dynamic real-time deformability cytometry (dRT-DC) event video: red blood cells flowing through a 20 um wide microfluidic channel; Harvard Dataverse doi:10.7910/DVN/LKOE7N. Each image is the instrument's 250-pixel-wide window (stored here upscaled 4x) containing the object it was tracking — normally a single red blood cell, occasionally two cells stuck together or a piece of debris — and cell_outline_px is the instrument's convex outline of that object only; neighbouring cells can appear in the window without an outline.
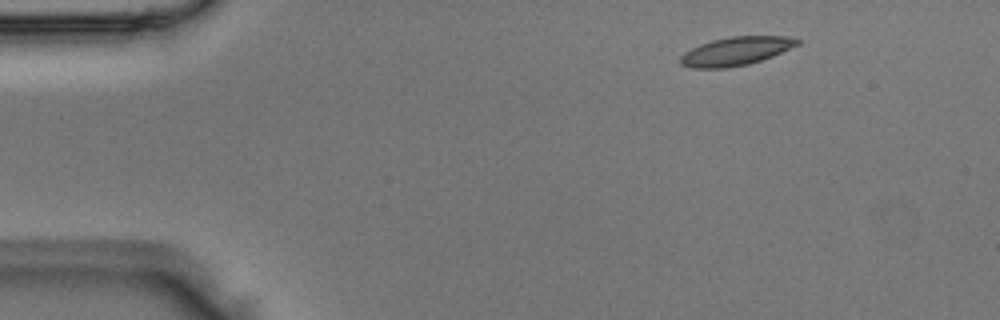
{"species": "Egyptian fruit bat (a non-hibernating species)", "species_latin": "Rousettus aegyptiacus", "temperature_condition": "room temperature", "stored_images_in_passage": 3, "camera_frame_rate_fps": 3000, "um_per_image_px": 0.085, "animal": {"sex": "male"}, "frame": {"image": 1, "passage_image": 1, "time_ms": 0.0, "image_size_px": [1000, 320], "cell_outline_px": [[800, 44], [772, 56], [748, 64], [728, 68], [692, 68], [680, 64], [680, 56], [684, 52], [700, 44], [712, 40], [732, 36], [784, 36], [800, 40]], "centroid_in_image_um": [62.53, 4.35], "position_along_channel_um": 22.5, "area_um2": 19.31}}